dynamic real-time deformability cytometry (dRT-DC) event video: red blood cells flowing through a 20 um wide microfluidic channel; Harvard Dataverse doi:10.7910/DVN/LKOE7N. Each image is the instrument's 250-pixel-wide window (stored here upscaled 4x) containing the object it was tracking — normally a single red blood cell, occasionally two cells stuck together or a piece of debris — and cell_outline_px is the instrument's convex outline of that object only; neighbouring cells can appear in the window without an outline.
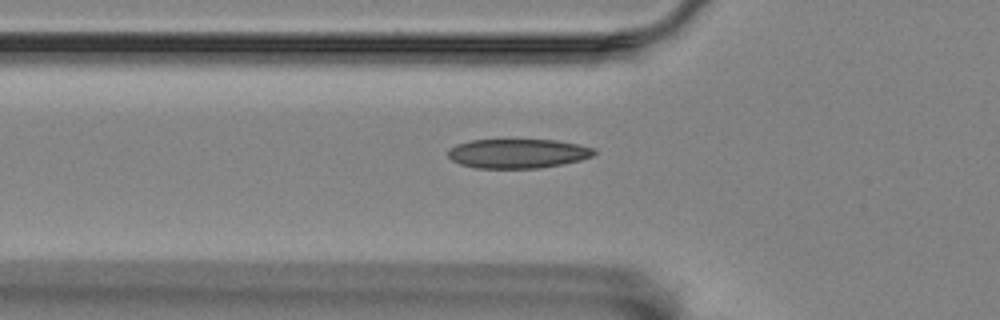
{"species": "Egyptian fruit bat (a non-hibernating species)", "species_latin": "Rousettus aegyptiacus", "temperature_condition": "room temperature", "stored_images_in_passage": 39, "camera_frame_rate_fps": 3000, "um_per_image_px": 0.085, "animal": {"sex": "female"}, "frame": {"image": 1, "passage_image": 2, "time_ms": 0.333, "image_size_px": [1000, 320], "cell_outline_px": [[596, 152], [592, 156], [580, 160], [540, 168], [476, 168], [460, 164], [452, 160], [448, 156], [448, 148], [456, 144], [472, 140], [556, 140], [580, 144], [596, 148]], "centroid_in_image_um": [44.01, 13.04], "position_along_channel_um": 81.8, "area_um2": 25.03}}
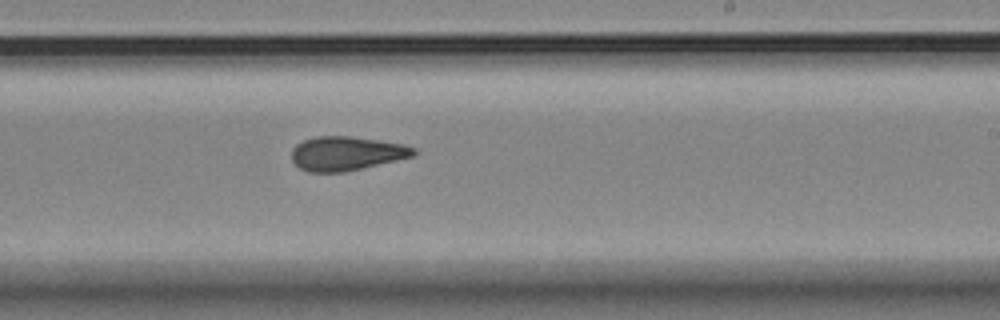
{"frame": {"image": 2, "passage_image": 17, "time_ms": 5.333, "image_size_px": [1000, 320], "cell_outline_px": [[416, 156], [344, 172], [308, 172], [300, 168], [292, 160], [292, 148], [296, 144], [304, 140], [316, 136], [352, 136], [404, 144], [416, 148]], "centroid_in_image_um": [29.47, 13.04], "position_along_channel_um": 259.5, "area_um2": 24.33}}
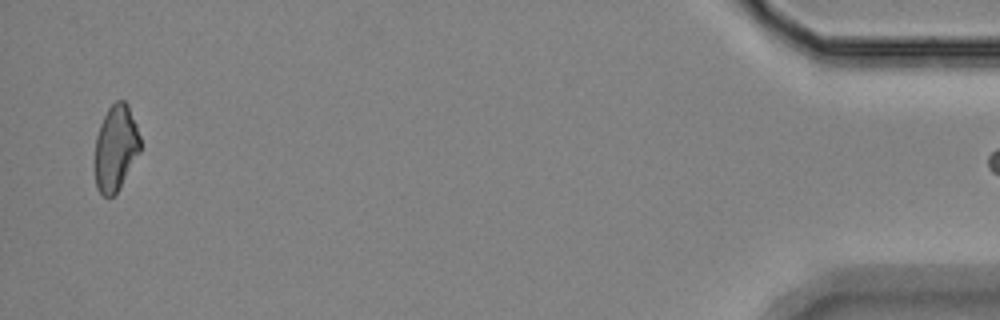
{"frame": {"image": 3, "passage_image": 38, "time_ms": 12.333, "image_size_px": [1000, 320], "cell_outline_px": [[140, 152], [116, 192], [112, 196], [104, 196], [96, 188], [92, 168], [96, 136], [100, 124], [108, 108], [116, 100], [124, 100], [128, 104], [136, 124], [140, 136]], "centroid_in_image_um": [9.79, 12.58], "position_along_channel_um": 425.4, "area_um2": 23.06}}